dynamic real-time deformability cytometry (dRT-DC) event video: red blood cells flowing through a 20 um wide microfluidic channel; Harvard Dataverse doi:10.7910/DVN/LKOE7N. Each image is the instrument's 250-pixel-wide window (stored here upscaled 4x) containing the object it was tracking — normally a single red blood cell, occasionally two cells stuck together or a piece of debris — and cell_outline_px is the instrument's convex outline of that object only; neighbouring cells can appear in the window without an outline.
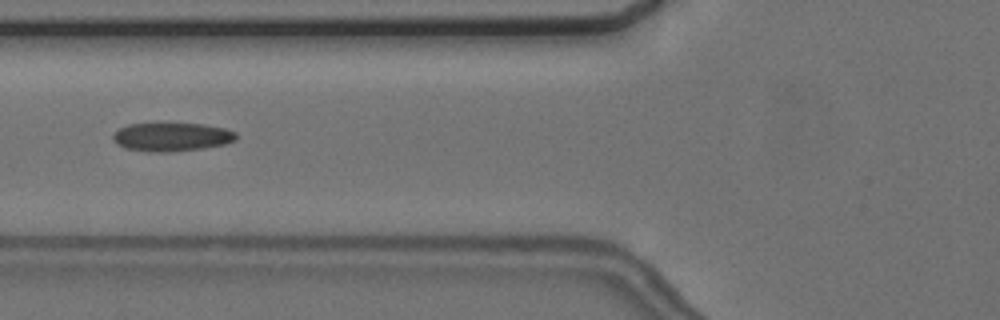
{"species": "common noctule bat (a hibernating species)", "species_latin": "Nyctalus noctula", "temperature_condition": "cold", "stored_images_in_passage": 9, "camera_frame_rate_fps": 3000, "um_per_image_px": 0.085, "animal": {"sex": "female", "body_mass_g": 24.6, "forearm_length_mm": 56.2}, "frame": {"image": 1, "passage_image": 6, "time_ms": 5.667, "image_size_px": [1000, 320], "cell_outline_px": [[236, 140], [224, 144], [204, 148], [168, 152], [148, 152], [124, 148], [116, 144], [112, 140], [112, 136], [120, 128], [128, 124], [204, 124], [224, 128], [236, 132]], "centroid_in_image_um": [14.57, 11.65], "position_along_channel_um": 111.2, "area_um2": 20.46}}
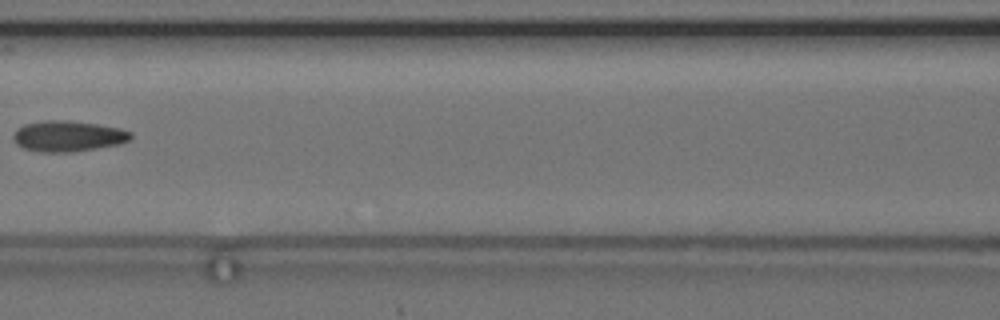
{"frame": {"image": 2, "passage_image": 7, "time_ms": 7.0, "image_size_px": [1000, 320], "cell_outline_px": [[132, 136], [128, 140], [116, 144], [72, 152], [40, 152], [24, 148], [16, 144], [12, 136], [16, 128], [24, 124], [44, 120], [64, 120], [96, 124], [120, 128], [132, 132]], "centroid_in_image_um": [5.72, 11.56], "position_along_channel_um": 160.9, "area_um2": 20.92}}